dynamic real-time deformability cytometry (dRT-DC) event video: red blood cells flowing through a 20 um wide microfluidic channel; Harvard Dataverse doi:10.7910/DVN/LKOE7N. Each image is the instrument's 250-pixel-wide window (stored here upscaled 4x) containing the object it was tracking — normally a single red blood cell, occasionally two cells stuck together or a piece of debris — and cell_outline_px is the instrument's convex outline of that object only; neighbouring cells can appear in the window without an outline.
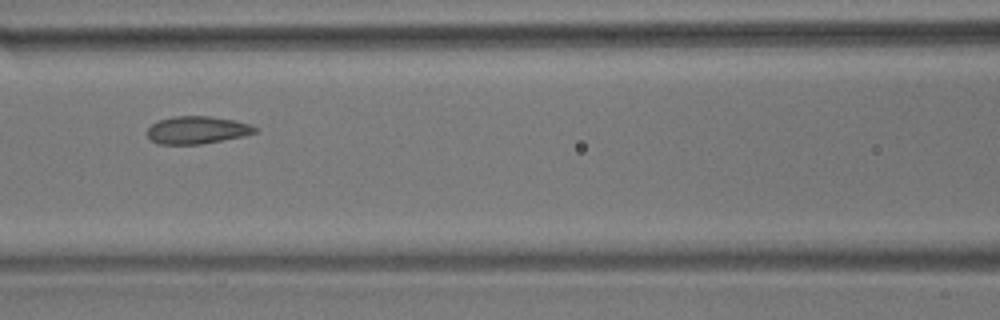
{"species": "common noctule bat (a hibernating species)", "species_latin": "Nyctalus noctula", "temperature_condition": "room temperature", "stored_images_in_passage": 7, "camera_frame_rate_fps": 3000, "um_per_image_px": 0.085, "animal": {"sex": "male", "body_mass_g": 17.9}, "frame": {"image": 1, "passage_image": 7, "time_ms": 7.0, "image_size_px": [1000, 320], "cell_outline_px": [[256, 132], [244, 136], [200, 144], [160, 144], [152, 140], [148, 136], [148, 128], [152, 124], [160, 120], [172, 116], [208, 116], [236, 120], [252, 124], [256, 128]], "centroid_in_image_um": [16.78, 11.04], "position_along_channel_um": 149.8, "area_um2": 17.22}}